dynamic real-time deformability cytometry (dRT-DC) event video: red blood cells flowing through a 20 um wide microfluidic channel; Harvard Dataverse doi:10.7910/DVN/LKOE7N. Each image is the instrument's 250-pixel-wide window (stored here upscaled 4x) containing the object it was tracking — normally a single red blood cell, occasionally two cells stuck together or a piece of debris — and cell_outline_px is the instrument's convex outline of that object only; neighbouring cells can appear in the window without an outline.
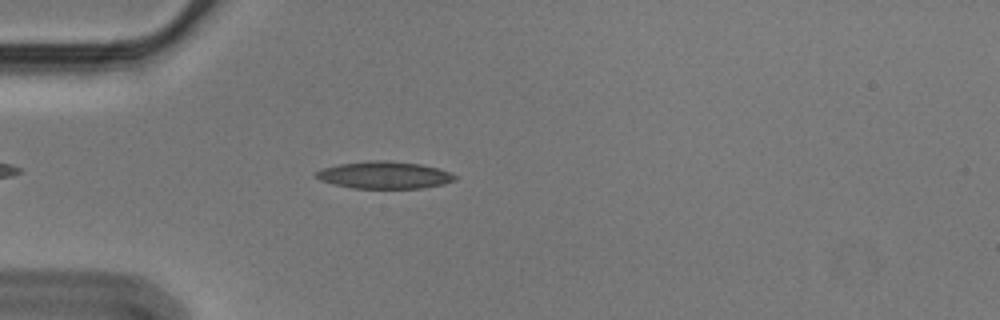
{"species": "Egyptian fruit bat (a non-hibernating species)", "species_latin": "Rousettus aegyptiacus", "temperature_condition": "cold", "stored_images_in_passage": 46, "camera_frame_rate_fps": 3000, "um_per_image_px": 0.085, "animal": {"sex": "male"}, "frame": {"image": 1, "passage_image": 6, "time_ms": 1.667, "image_size_px": [1000, 320], "cell_outline_px": [[456, 180], [444, 184], [420, 188], [352, 188], [332, 184], [320, 180], [312, 176], [320, 168], [340, 164], [368, 160], [388, 160], [420, 164], [440, 168], [452, 172], [456, 176]], "centroid_in_image_um": [32.66, 14.87], "position_along_channel_um": 52.3, "area_um2": 22.31}}
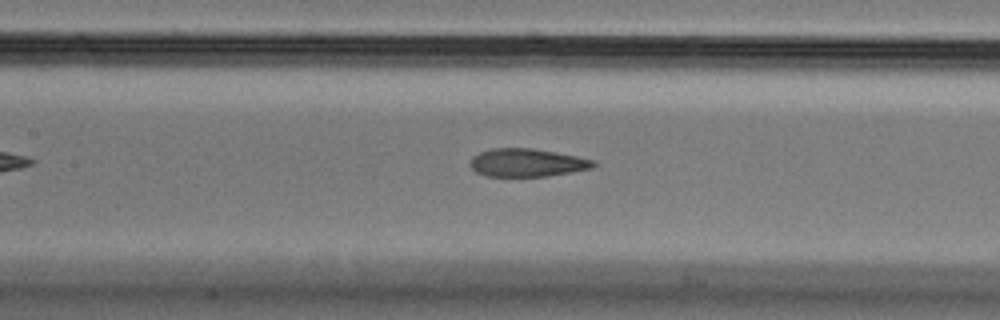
{"frame": {"image": 2, "passage_image": 16, "time_ms": 5.0, "image_size_px": [1000, 320], "cell_outline_px": [[596, 164], [592, 168], [548, 176], [484, 176], [476, 172], [468, 164], [472, 156], [480, 152], [492, 148], [532, 148], [556, 152], [596, 160]], "centroid_in_image_um": [44.77, 13.82], "position_along_channel_um": 162.6, "area_um2": 20.23}}
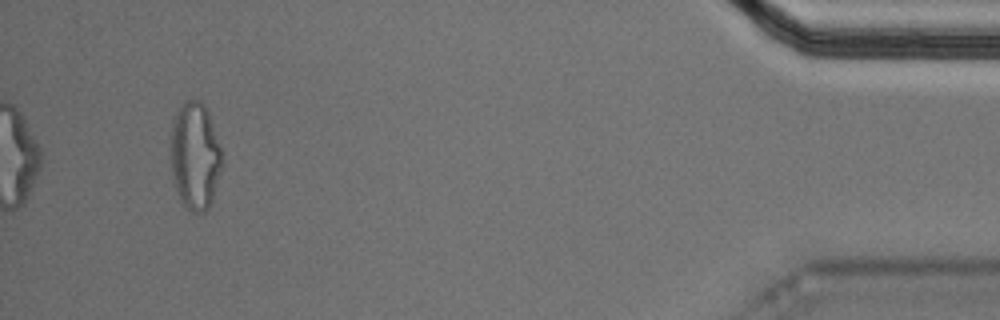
{"frame": {"image": 3, "passage_image": 43, "time_ms": 14.0, "image_size_px": [1000, 320], "cell_outline_px": [[224, 160], [212, 200], [208, 208], [204, 212], [192, 212], [184, 204], [176, 188], [172, 176], [172, 124], [176, 112], [184, 100], [192, 96], [200, 100], [204, 104], [208, 112]], "centroid_in_image_um": [16.6, 13.21], "position_along_channel_um": 418.6, "area_um2": 31.91}, "authors_computed_cell_mechanics": {"area_um2": 21.5883, "velocity_mm_per_s": 3.593, "shape_relaxation_time_tau1_ms": 8.4567, "shape_relaxation_time_tau2_ms": 2.152, "deformation_change_tau1": 0.2348, "deformation_change_tau2": 0.1013}}